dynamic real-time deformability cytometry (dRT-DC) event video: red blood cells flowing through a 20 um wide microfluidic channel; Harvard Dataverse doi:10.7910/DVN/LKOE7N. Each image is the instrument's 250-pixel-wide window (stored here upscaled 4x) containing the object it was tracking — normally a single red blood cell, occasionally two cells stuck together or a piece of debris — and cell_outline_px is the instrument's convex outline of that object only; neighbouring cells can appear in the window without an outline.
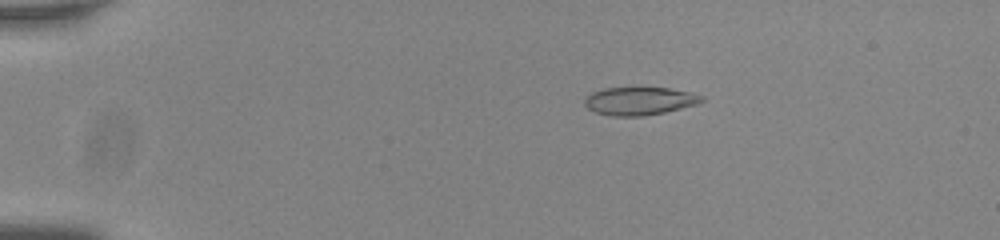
{"species": "common noctule bat (a hibernating species)", "species_latin": "Nyctalus noctula", "temperature_condition": "room temperature", "stored_images_in_passage": 56, "camera_frame_rate_fps": 3000, "um_per_image_px": 0.085, "animal": {"sex": "male", "body_mass_g": 20.0, "forearm_length_mm": 53.3}, "frame": {"image": 1, "passage_image": 12, "time_ms": 3.667, "image_size_px": [1000, 240], "cell_outline_px": [[704, 100], [696, 104], [664, 112], [640, 116], [612, 116], [596, 112], [588, 108], [584, 104], [584, 100], [592, 92], [604, 88], [668, 88], [688, 92], [704, 96]], "centroid_in_image_um": [54.34, 8.58], "position_along_channel_um": 30.7, "area_um2": 18.79}}
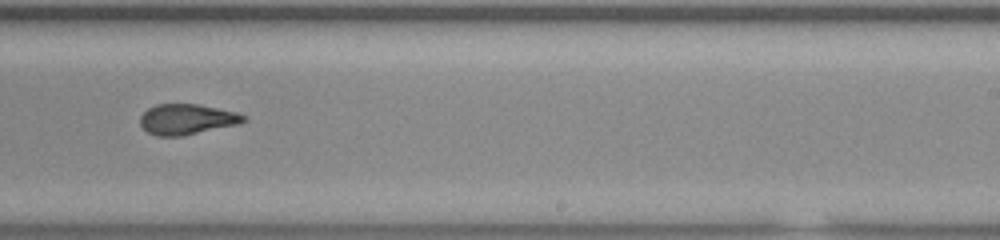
{"frame": {"image": 2, "passage_image": 37, "time_ms": 12.0, "image_size_px": [1000, 240], "cell_outline_px": [[248, 120], [240, 124], [184, 136], [156, 136], [148, 132], [140, 124], [140, 116], [148, 108], [156, 104], [200, 104], [236, 112], [248, 116]], "centroid_in_image_um": [15.93, 10.14], "position_along_channel_um": 273.1, "area_um2": 18.67}}
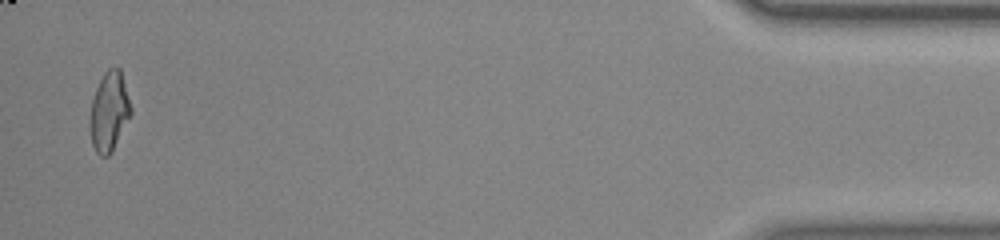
{"frame": {"image": 3, "passage_image": 55, "time_ms": 18.0, "image_size_px": [1000, 240], "cell_outline_px": [[132, 112], [112, 152], [108, 156], [100, 156], [96, 152], [92, 144], [88, 128], [88, 124], [92, 100], [96, 88], [104, 72], [108, 68], [120, 68], [132, 108]], "centroid_in_image_um": [9.26, 9.51], "position_along_channel_um": 425.9, "area_um2": 19.07}, "authors_computed_cell_mechanics": {"area_um2": 19.1896, "velocity_mm_per_s": 3.8133, "shape_relaxation_time_tau1_ms": null, "shape_relaxation_time_tau2_ms": 1.8924, "deformation_change_tau1": null, "deformation_change_tau2": 0.0876}}